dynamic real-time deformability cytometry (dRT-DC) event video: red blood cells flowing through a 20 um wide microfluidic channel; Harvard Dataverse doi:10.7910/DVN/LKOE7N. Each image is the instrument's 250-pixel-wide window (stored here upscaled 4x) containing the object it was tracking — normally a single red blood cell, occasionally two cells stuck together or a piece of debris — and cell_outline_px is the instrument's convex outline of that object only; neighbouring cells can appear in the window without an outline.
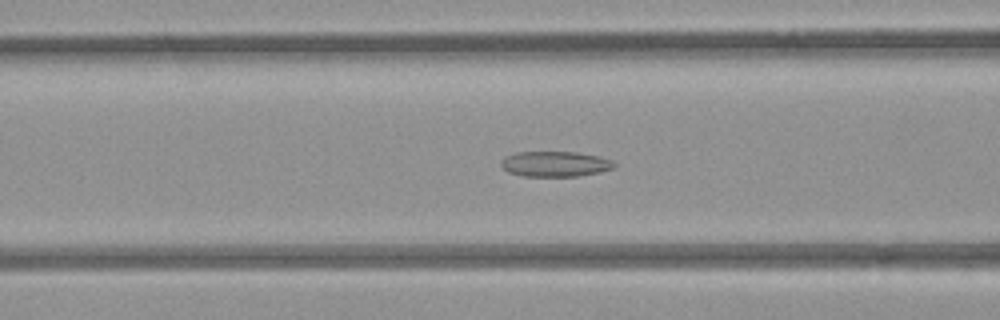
{"species": "common noctule bat (a hibernating species)", "species_latin": "Nyctalus noctula", "temperature_condition": "room temperature", "stored_images_in_passage": 38, "camera_frame_rate_fps": 3000, "um_per_image_px": 0.085, "animal": {"sex": "female", "body_mass_g": 21.9}, "frame": {"image": 1, "passage_image": 6, "time_ms": 1.667, "image_size_px": [1000, 320], "cell_outline_px": [[616, 164], [612, 168], [600, 172], [580, 176], [524, 176], [508, 172], [500, 164], [500, 160], [504, 156], [516, 152], [576, 152], [600, 156], [612, 160]], "centroid_in_image_um": [47.17, 13.93], "position_along_channel_um": 119.4, "area_um2": 16.82}}
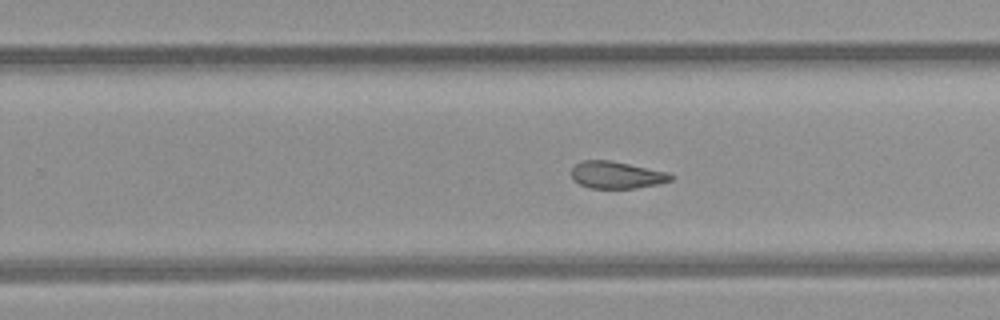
{"frame": {"image": 2, "passage_image": 18, "time_ms": 5.667, "image_size_px": [1000, 320], "cell_outline_px": [[672, 180], [660, 184], [636, 188], [588, 188], [572, 180], [568, 172], [576, 164], [584, 160], [612, 160], [668, 172], [672, 176]], "centroid_in_image_um": [52.37, 14.87], "position_along_channel_um": 277.4, "area_um2": 15.95}}
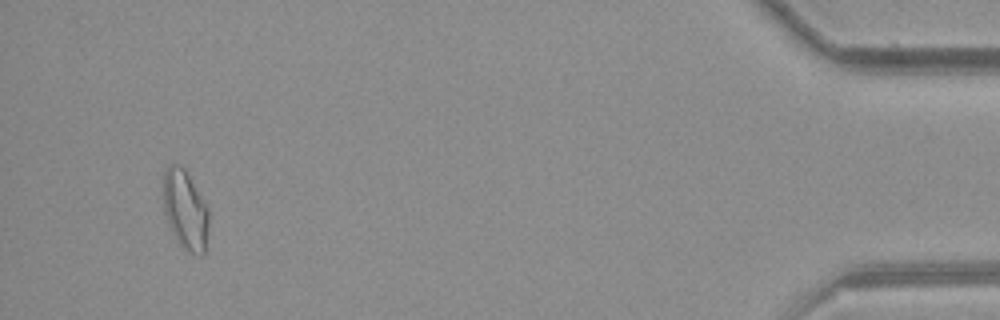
{"frame": {"image": 3, "passage_image": 35, "time_ms": 11.333, "image_size_px": [1000, 320], "cell_outline_px": [[208, 224], [204, 256], [200, 256], [188, 252], [180, 244], [168, 224], [164, 212], [164, 172], [168, 164], [176, 164], [184, 168], [208, 208]], "centroid_in_image_um": [15.75, 17.86], "position_along_channel_um": 419.5, "area_um2": 20.75}, "authors_computed_cell_mechanics": {"area_um2": 17.0221, "velocity_mm_per_s": 3.95, "shape_relaxation_time_tau1_ms": null, "shape_relaxation_time_tau2_ms": 3.8959, "deformation_change_tau1": null, "deformation_change_tau2": 0.0955}}